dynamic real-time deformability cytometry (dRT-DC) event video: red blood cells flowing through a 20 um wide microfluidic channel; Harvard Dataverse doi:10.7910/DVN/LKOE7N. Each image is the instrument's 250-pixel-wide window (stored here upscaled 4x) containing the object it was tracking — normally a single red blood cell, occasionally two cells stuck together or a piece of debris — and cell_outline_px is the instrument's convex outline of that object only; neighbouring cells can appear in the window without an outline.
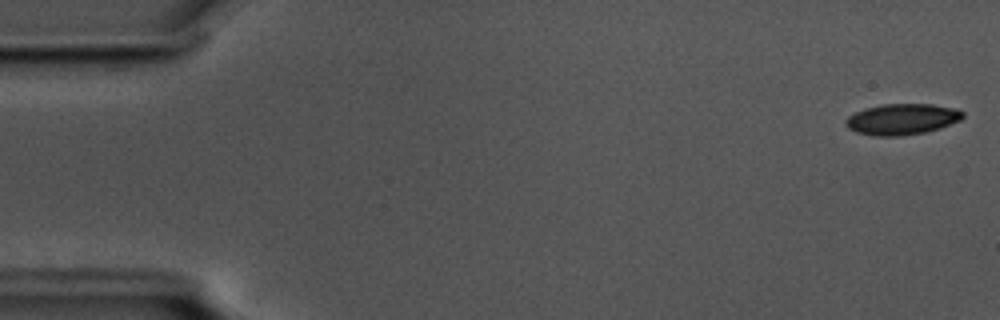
{"species": "common noctule bat (a hibernating species)", "species_latin": "Nyctalus noctula", "temperature_condition": "cold", "stored_images_in_passage": 21, "camera_frame_rate_fps": 3000, "um_per_image_px": 0.085, "animal": {"sex": "male", "body_mass_g": 17.5, "forearm_length_mm": 52.3}, "frame": {"image": 1, "passage_image": 1, "time_ms": 0.0, "image_size_px": [1000, 320], "cell_outline_px": [[964, 116], [960, 120], [940, 128], [924, 132], [900, 136], [872, 136], [856, 132], [848, 128], [844, 124], [844, 120], [848, 116], [864, 108], [884, 104], [932, 104], [952, 108], [964, 112]], "centroid_in_image_um": [76.63, 10.14], "position_along_channel_um": 8.4, "area_um2": 21.15}}
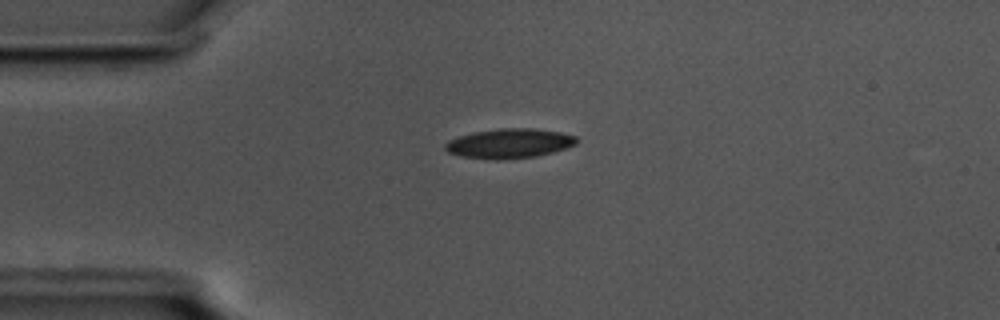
{"frame": {"image": 2, "passage_image": 13, "time_ms": 4.0, "image_size_px": [1000, 320], "cell_outline_px": [[576, 144], [568, 148], [536, 156], [500, 160], [496, 160], [460, 156], [448, 152], [444, 148], [444, 144], [448, 140], [472, 132], [500, 128], [532, 128], [560, 132], [576, 136]], "centroid_in_image_um": [43.27, 12.19], "position_along_channel_um": 41.7, "area_um2": 22.72}}
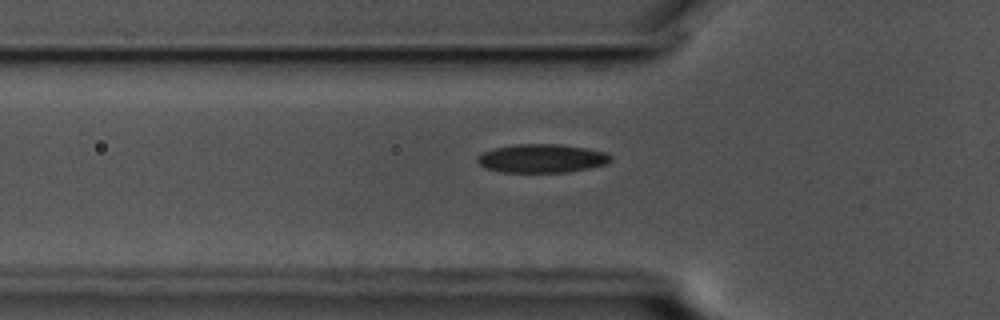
{"frame": {"image": 3, "passage_image": 18, "time_ms": 5.667, "image_size_px": [1000, 320], "cell_outline_px": [[612, 160], [608, 164], [568, 172], [500, 172], [484, 168], [476, 160], [476, 156], [484, 152], [496, 148], [516, 144], [560, 144], [588, 148], [604, 152], [612, 156]], "centroid_in_image_um": [46.07, 13.47], "position_along_channel_um": 79.7, "area_um2": 22.31}}